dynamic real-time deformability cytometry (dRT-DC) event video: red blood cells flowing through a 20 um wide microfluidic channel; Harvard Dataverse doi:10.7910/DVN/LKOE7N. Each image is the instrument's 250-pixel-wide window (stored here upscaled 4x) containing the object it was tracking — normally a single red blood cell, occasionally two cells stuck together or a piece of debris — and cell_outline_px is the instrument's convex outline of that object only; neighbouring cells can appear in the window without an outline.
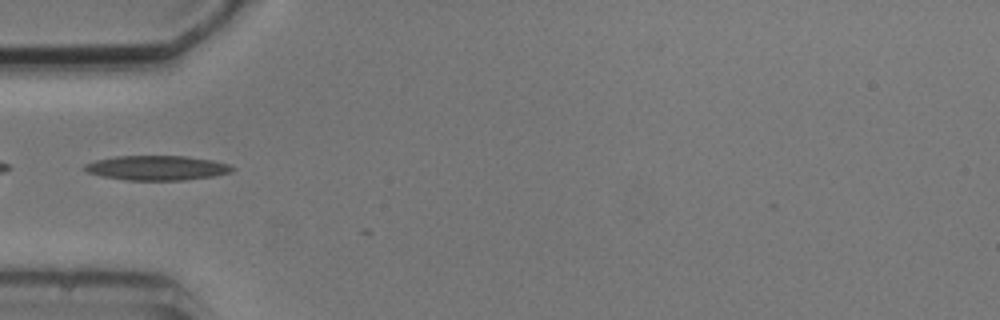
{"species": "common noctule bat (a hibernating species)", "species_latin": "Nyctalus noctula", "temperature_condition": "cold", "stored_images_in_passage": 6, "camera_frame_rate_fps": 3000, "um_per_image_px": 0.085, "animal": {"sex": "male", "body_mass_g": 20.5, "forearm_length_mm": 52.5}, "frame": {"image": 1, "passage_image": 5, "time_ms": 5.0, "image_size_px": [1000, 320], "cell_outline_px": [[236, 168], [232, 172], [212, 176], [184, 180], [128, 180], [104, 176], [88, 172], [84, 168], [84, 164], [96, 160], [112, 156], [184, 156], [212, 160], [228, 164]], "centroid_in_image_um": [13.35, 14.26], "position_along_channel_um": 71.6, "area_um2": 21.04}}